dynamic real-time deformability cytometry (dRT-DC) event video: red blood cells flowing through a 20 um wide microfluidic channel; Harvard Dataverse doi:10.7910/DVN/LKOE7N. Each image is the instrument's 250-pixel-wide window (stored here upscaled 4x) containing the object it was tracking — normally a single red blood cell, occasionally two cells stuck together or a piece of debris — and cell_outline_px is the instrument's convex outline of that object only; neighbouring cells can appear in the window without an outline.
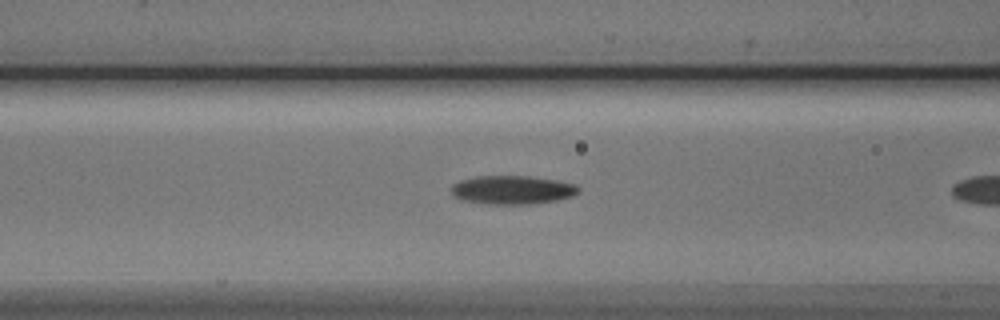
{"species": "Egyptian fruit bat (a non-hibernating species)", "species_latin": "Rousettus aegyptiacus", "temperature_condition": "cold", "stored_images_in_passage": 8, "camera_frame_rate_fps": 3000, "um_per_image_px": 0.085, "animal": {"sex": "male"}, "frame": {"image": 1, "passage_image": 7, "time_ms": 2.0, "image_size_px": [1000, 320], "cell_outline_px": [[580, 192], [572, 196], [556, 200], [532, 204], [488, 204], [460, 200], [452, 196], [452, 184], [460, 180], [476, 176], [528, 176], [556, 180], [576, 184], [580, 188]], "centroid_in_image_um": [43.53, 16.14], "position_along_channel_um": 123.1, "area_um2": 21.39}}